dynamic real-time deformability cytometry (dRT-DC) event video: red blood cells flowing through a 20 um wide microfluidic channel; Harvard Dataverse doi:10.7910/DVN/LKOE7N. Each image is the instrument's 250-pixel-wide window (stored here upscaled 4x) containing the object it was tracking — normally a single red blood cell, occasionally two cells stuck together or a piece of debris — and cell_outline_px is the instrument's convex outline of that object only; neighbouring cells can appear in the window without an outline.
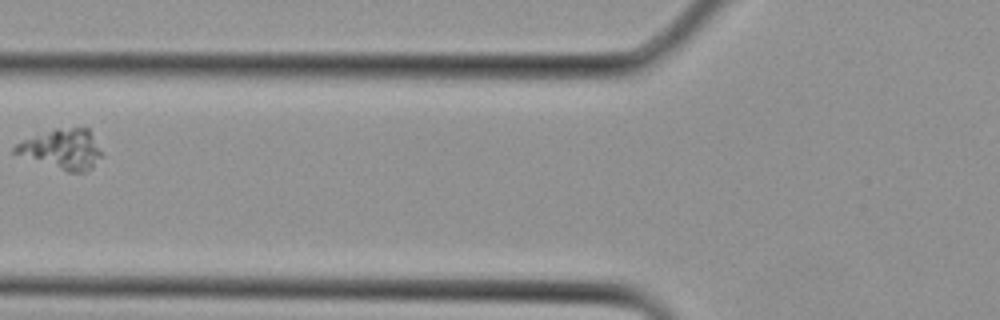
{"species": "Egyptian fruit bat (a non-hibernating species)", "species_latin": "Rousettus aegyptiacus", "temperature_condition": "cold", "stored_images_in_passage": 3, "camera_frame_rate_fps": 3000, "um_per_image_px": 0.085, "animal": {"sex": "female"}, "frame": {"image": 1, "passage_image": 3, "time_ms": 0.667, "image_size_px": [1000, 320], "cell_outline_px": [[104, 156], [92, 168], [84, 172], [68, 172], [12, 152], [12, 148], [16, 144], [24, 140], [56, 128], [88, 128]], "centroid_in_image_um": [5.32, 12.69], "position_along_channel_um": 120.5, "area_um2": 19.88}}